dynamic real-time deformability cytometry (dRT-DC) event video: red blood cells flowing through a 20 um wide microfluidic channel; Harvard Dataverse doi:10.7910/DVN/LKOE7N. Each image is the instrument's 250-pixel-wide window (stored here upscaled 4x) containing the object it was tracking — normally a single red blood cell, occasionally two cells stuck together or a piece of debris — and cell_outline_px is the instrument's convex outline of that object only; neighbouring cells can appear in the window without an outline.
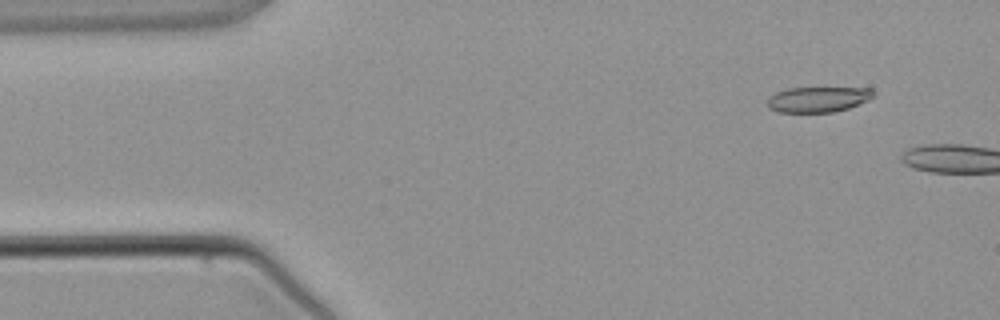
{"species": "common noctule bat (a hibernating species)", "species_latin": "Nyctalus noctula", "temperature_condition": "warm", "stored_images_in_passage": 3, "camera_frame_rate_fps": 3000, "um_per_image_px": 0.085, "animal": {"sex": "male", "body_mass_g": 21.5, "forearm_length_mm": 52.0}, "frame": {"image": 1, "passage_image": 1, "time_ms": 0.0, "image_size_px": [1000, 320], "cell_outline_px": [[876, 92], [868, 100], [848, 108], [832, 112], [780, 112], [768, 108], [768, 96], [776, 92], [788, 88], [872, 88]], "centroid_in_image_um": [69.52, 8.44], "position_along_channel_um": 15.5, "area_um2": 15.66}}